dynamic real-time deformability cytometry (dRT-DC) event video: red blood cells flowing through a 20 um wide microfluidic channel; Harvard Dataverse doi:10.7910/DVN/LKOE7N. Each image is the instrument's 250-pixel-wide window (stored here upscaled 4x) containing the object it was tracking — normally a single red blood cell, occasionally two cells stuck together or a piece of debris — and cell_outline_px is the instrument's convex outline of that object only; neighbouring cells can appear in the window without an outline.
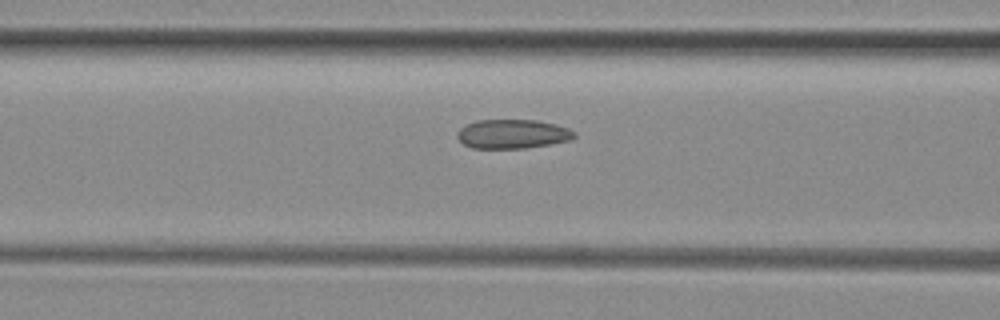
{"species": "common noctule bat (a hibernating species)", "species_latin": "Nyctalus noctula", "temperature_condition": "room temperature", "stored_images_in_passage": 18, "camera_frame_rate_fps": 3000, "um_per_image_px": 0.085, "animal": {"sex": "female", "body_mass_g": 29.2, "forearm_length_mm": 56.3}, "frame": {"image": 1, "passage_image": 16, "time_ms": 5.0, "image_size_px": [1000, 320], "cell_outline_px": [[576, 136], [568, 140], [548, 144], [524, 148], [472, 148], [464, 144], [456, 136], [456, 132], [460, 128], [476, 120], [536, 120], [556, 124], [568, 128], [576, 132]], "centroid_in_image_um": [43.55, 11.38], "position_along_channel_um": 123.1, "area_um2": 19.77}}